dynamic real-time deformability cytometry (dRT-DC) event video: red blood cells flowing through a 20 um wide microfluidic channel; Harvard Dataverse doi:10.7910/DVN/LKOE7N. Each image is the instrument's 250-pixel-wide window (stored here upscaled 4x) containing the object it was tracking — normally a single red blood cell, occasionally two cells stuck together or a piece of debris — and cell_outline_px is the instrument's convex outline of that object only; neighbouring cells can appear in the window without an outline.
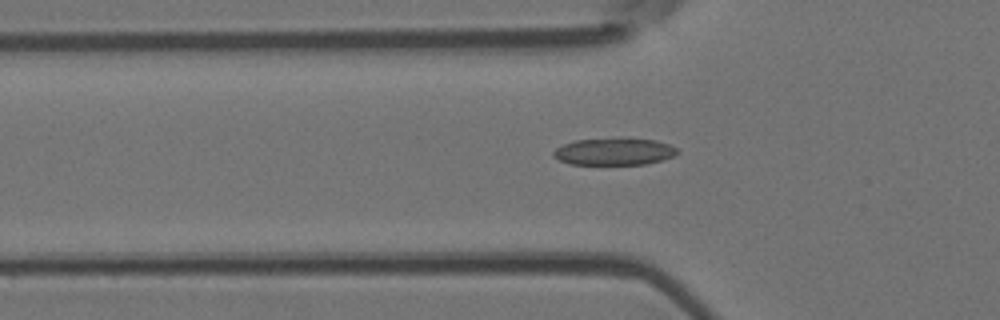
{"species": "Egyptian fruit bat (a non-hibernating species)", "species_latin": "Rousettus aegyptiacus", "temperature_condition": "room temperature", "stored_images_in_passage": 38, "camera_frame_rate_fps": 3000, "um_per_image_px": 0.085, "animal": {"sex": "female"}, "frame": {"image": 1, "passage_image": 2, "time_ms": 0.333, "image_size_px": [1000, 320], "cell_outline_px": [[680, 152], [672, 156], [660, 160], [644, 164], [568, 164], [552, 156], [552, 152], [556, 148], [564, 144], [576, 140], [628, 136], [656, 140], [680, 148]], "centroid_in_image_um": [52.23, 12.85], "position_along_channel_um": 73.6, "area_um2": 20.06}}
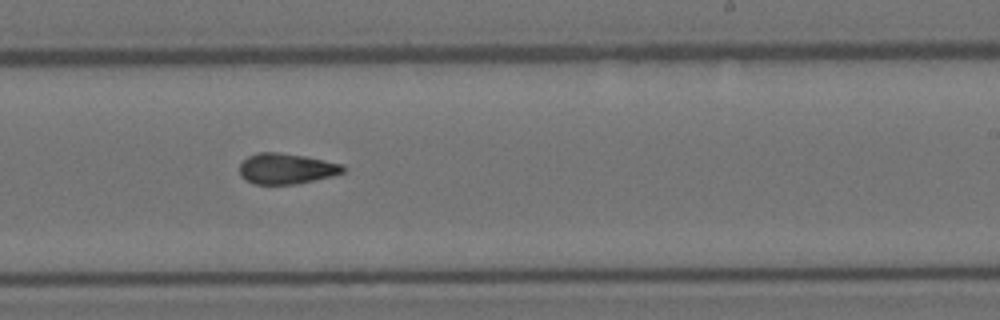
{"frame": {"image": 2, "passage_image": 17, "time_ms": 5.333, "image_size_px": [1000, 320], "cell_outline_px": [[348, 168], [344, 172], [332, 176], [296, 184], [252, 184], [244, 180], [240, 176], [240, 164], [248, 156], [256, 152], [280, 152], [304, 156], [344, 164]], "centroid_in_image_um": [24.34, 14.33], "position_along_channel_um": 264.7, "area_um2": 18.73}}
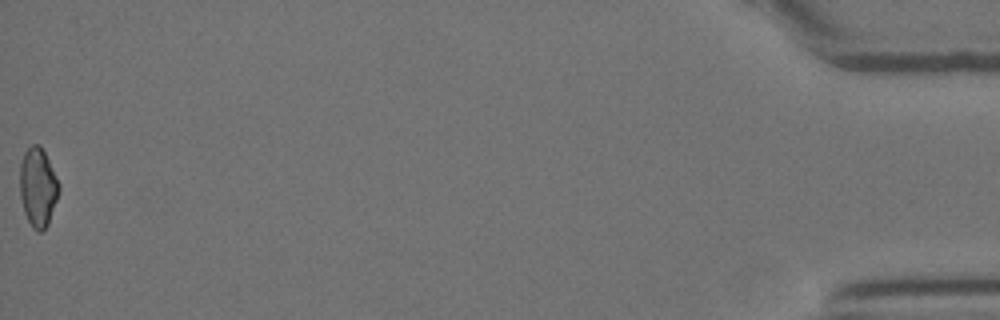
{"frame": {"image": 3, "passage_image": 38, "time_ms": 12.333, "image_size_px": [1000, 320], "cell_outline_px": [[60, 188], [48, 224], [40, 232], [36, 232], [32, 228], [24, 212], [20, 196], [20, 164], [24, 152], [32, 144], [40, 144], [60, 184]], "centroid_in_image_um": [3.21, 15.91], "position_along_channel_um": 432.0, "area_um2": 17.86}, "authors_computed_cell_mechanics": {"area_um2": 18.5249, "velocity_mm_per_s": 3.817, "shape_relaxation_time_tau1_ms": null, "shape_relaxation_time_tau2_ms": 3.9334, "deformation_change_tau1": null, "deformation_change_tau2": 0.113}}